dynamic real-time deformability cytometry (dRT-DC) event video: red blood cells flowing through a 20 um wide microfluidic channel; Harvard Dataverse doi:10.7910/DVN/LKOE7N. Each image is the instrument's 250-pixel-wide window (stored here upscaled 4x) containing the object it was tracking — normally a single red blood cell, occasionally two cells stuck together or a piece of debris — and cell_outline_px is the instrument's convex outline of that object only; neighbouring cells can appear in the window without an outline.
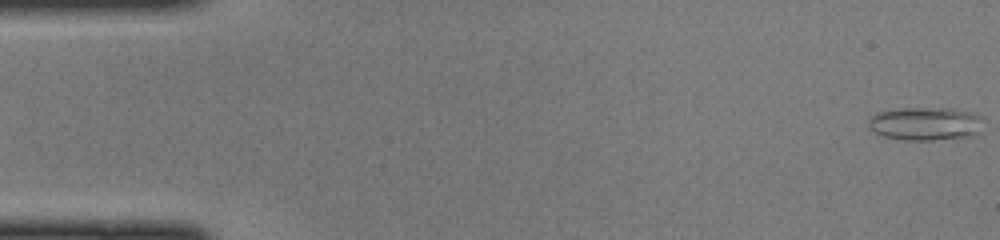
{"species": "common noctule bat (a hibernating species)", "species_latin": "Nyctalus noctula", "temperature_condition": "cold", "stored_images_in_passage": 44, "camera_frame_rate_fps": 3000, "um_per_image_px": 0.085, "animal": {"sex": "female", "body_mass_g": 22.0, "forearm_length_mm": 56.7}, "frame": {"image": 1, "passage_image": 1, "time_ms": 0.0, "image_size_px": [1000, 240], "cell_outline_px": [[980, 132], [972, 136], [932, 140], [908, 140], [884, 136], [876, 132], [868, 124], [868, 120], [876, 112], [904, 108], [948, 108], [972, 112], [976, 116]], "centroid_in_image_um": [78.61, 10.51], "position_along_channel_um": 6.4, "area_um2": 21.73}}
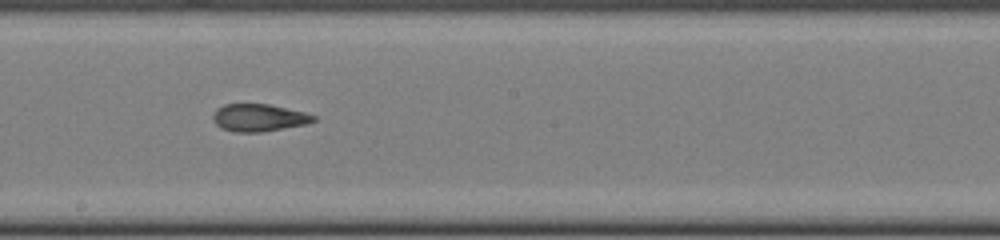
{"frame": {"image": 2, "passage_image": 26, "time_ms": 8.333, "image_size_px": [1000, 240], "cell_outline_px": [[316, 120], [308, 124], [260, 132], [232, 132], [220, 128], [212, 120], [212, 116], [216, 108], [224, 104], [268, 104], [304, 112], [316, 116]], "centroid_in_image_um": [21.97, 10.01], "position_along_channel_um": 226.2, "area_um2": 16.18}}
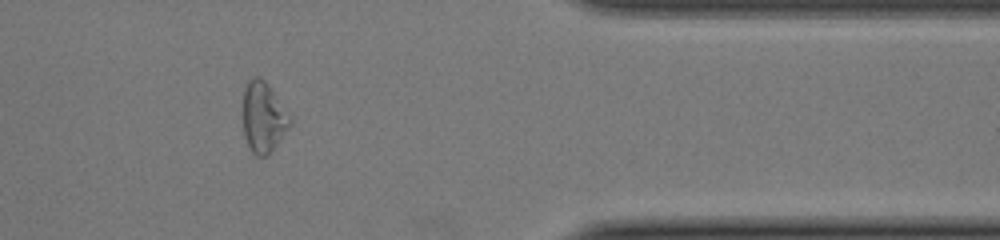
{"frame": {"image": 3, "passage_image": 39, "time_ms": 12.667, "image_size_px": [1000, 240], "cell_outline_px": [[292, 124], [268, 156], [256, 156], [252, 152], [244, 136], [244, 88], [248, 80], [252, 76], [260, 76], [264, 80], [292, 116]], "centroid_in_image_um": [22.41, 9.97], "position_along_channel_um": 389.0, "area_um2": 19.42}}